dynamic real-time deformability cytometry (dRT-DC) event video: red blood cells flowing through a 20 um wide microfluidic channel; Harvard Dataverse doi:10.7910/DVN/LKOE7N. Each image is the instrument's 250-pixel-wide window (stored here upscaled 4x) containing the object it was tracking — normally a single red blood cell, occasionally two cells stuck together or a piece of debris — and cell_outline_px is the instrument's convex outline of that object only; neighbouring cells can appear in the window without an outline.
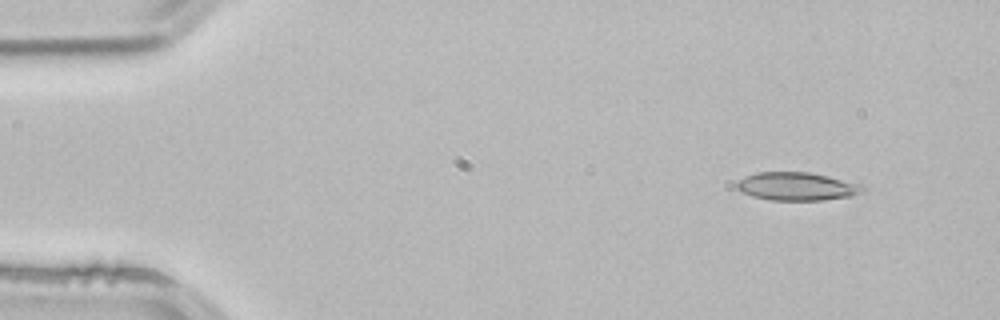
{"species": "common noctule bat (a hibernating species)", "species_latin": "Nyctalus noctula", "temperature_condition": "room temperature", "stored_images_in_passage": 3, "camera_frame_rate_fps": 3000, "um_per_image_px": 0.085, "animal": {"sex": "male", "body_mass_g": 21.5, "forearm_length_mm": 52.0}, "frame": {"image": 1, "passage_image": 1, "time_ms": 0.0, "image_size_px": [1000, 320], "cell_outline_px": [[868, 188], [864, 192], [852, 196], [824, 200], [768, 200], [752, 196], [740, 192], [736, 188], [736, 184], [744, 176], [756, 172], [808, 172], [828, 176], [864, 184]], "centroid_in_image_um": [67.78, 15.85], "position_along_channel_um": 17.2, "area_um2": 21.04}}
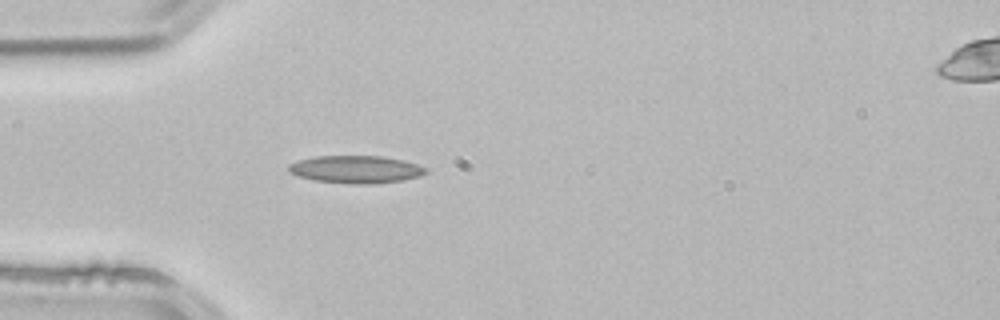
{"frame": {"image": 2, "passage_image": 3, "time_ms": 0.667, "image_size_px": [1000, 320], "cell_outline_px": [[428, 172], [420, 176], [404, 180], [372, 184], [352, 184], [316, 180], [300, 176], [288, 172], [288, 164], [296, 160], [316, 156], [384, 156], [404, 160], [428, 168]], "centroid_in_image_um": [30.27, 14.39], "position_along_channel_um": 54.7, "area_um2": 22.2}}